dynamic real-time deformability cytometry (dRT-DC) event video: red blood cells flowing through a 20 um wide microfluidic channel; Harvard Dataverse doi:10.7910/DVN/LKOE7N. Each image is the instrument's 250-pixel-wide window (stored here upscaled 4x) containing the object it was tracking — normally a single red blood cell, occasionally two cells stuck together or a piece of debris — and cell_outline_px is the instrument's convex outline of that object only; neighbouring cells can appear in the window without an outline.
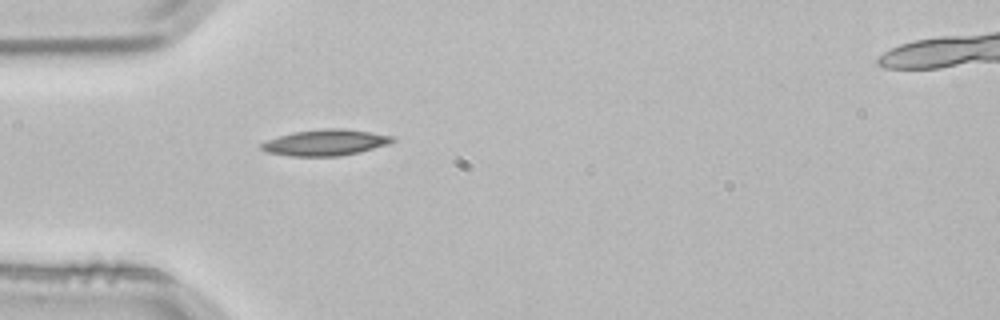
{"species": "common noctule bat (a hibernating species)", "species_latin": "Nyctalus noctula", "temperature_condition": "room temperature", "stored_images_in_passage": 2, "camera_frame_rate_fps": 3000, "um_per_image_px": 0.085, "animal": {"sex": "male", "body_mass_g": 21.5, "forearm_length_mm": 52.0}, "frame": {"image": 1, "passage_image": 1, "time_ms": 0.0, "image_size_px": [1000, 320], "cell_outline_px": [[396, 140], [388, 144], [360, 152], [340, 156], [288, 156], [268, 152], [260, 148], [260, 144], [268, 140], [292, 132], [324, 128], [344, 128], [372, 132], [396, 136]], "centroid_in_image_um": [27.71, 12.11], "position_along_channel_um": 57.3, "area_um2": 20.06}}